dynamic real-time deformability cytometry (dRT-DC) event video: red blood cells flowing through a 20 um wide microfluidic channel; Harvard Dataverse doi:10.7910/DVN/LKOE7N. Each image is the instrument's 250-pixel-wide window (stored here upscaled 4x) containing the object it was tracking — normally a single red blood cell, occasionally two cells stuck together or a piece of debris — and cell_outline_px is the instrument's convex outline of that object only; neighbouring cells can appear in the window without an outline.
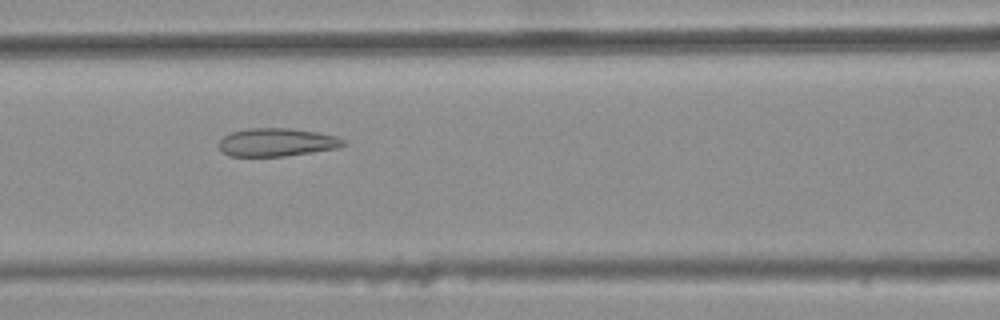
{"species": "common noctule bat (a hibernating species)", "species_latin": "Nyctalus noctula", "temperature_condition": "warm", "stored_images_in_passage": 34, "camera_frame_rate_fps": 3000, "um_per_image_px": 0.085, "animal": {"sex": "female", "body_mass_g": 25.1}, "frame": {"image": 1, "passage_image": 8, "time_ms": 2.333, "image_size_px": [1000, 320], "cell_outline_px": [[348, 144], [340, 148], [284, 156], [228, 156], [220, 148], [220, 140], [224, 136], [232, 132], [248, 128], [292, 128], [316, 132], [336, 136], [344, 140]], "centroid_in_image_um": [23.57, 12.09], "position_along_channel_um": 143.0, "area_um2": 20.4}}
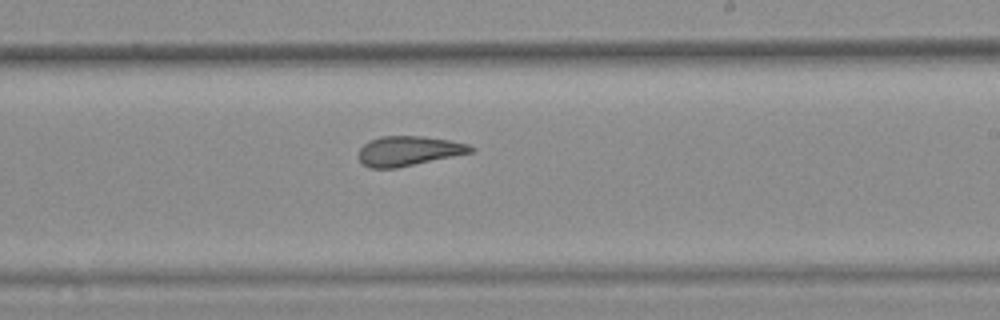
{"frame": {"image": 2, "passage_image": 17, "time_ms": 5.333, "image_size_px": [1000, 320], "cell_outline_px": [[476, 148], [472, 152], [396, 168], [368, 168], [360, 160], [360, 148], [364, 144], [380, 136], [424, 136], [448, 140], [468, 144]], "centroid_in_image_um": [34.74, 12.82], "position_along_channel_um": 254.3, "area_um2": 19.13}}
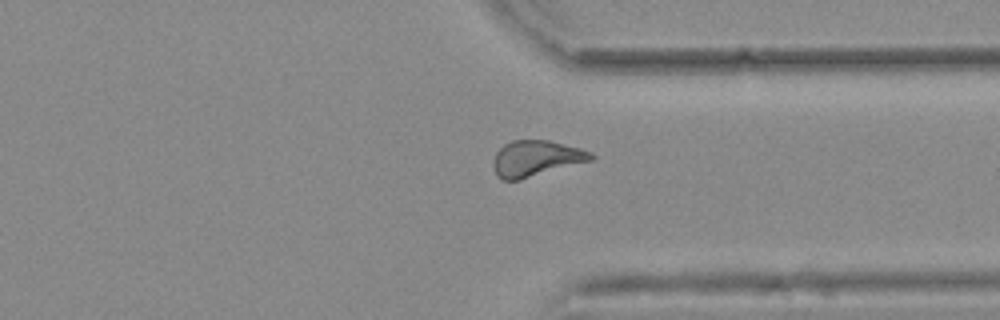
{"frame": {"image": 3, "passage_image": 26, "time_ms": 8.333, "image_size_px": [1000, 320], "cell_outline_px": [[596, 156], [592, 160], [520, 180], [500, 180], [496, 176], [496, 152], [504, 144], [512, 140], [548, 140], [580, 148], [592, 152]], "centroid_in_image_um": [45.6, 13.46], "position_along_channel_um": 365.8, "area_um2": 20.23}, "authors_computed_cell_mechanics": {"area_um2": 19.9121, "velocity_mm_per_s": 3.7125, "shape_relaxation_time_tau1_ms": null, "shape_relaxation_time_tau2_ms": 1.6068, "deformation_change_tau1": null, "deformation_change_tau2": 0.0929}}